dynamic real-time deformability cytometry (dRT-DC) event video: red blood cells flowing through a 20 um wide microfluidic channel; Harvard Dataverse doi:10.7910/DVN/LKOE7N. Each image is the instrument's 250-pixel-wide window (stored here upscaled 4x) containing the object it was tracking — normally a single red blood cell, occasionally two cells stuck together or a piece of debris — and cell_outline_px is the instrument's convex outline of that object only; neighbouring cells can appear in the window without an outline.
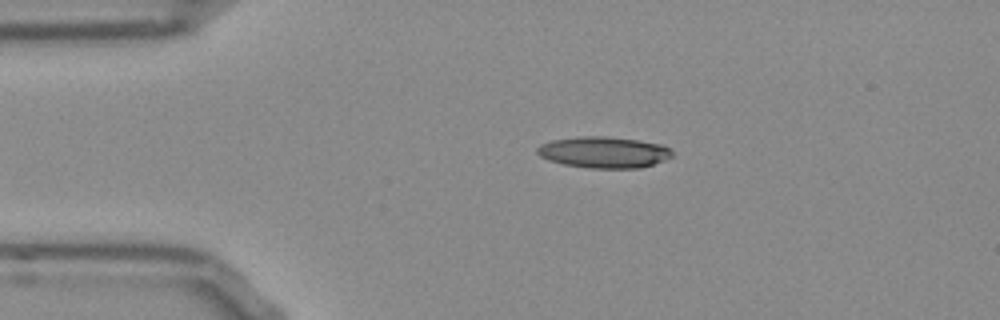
{"species": "Egyptian fruit bat (a non-hibernating species)", "species_latin": "Rousettus aegyptiacus", "temperature_condition": "room temperature", "stored_images_in_passage": 43, "camera_frame_rate_fps": 3000, "um_per_image_px": 0.085, "frame": {"image": 1, "passage_image": 1, "time_ms": 0.0, "image_size_px": [1000, 320], "cell_outline_px": [[672, 156], [664, 160], [640, 168], [588, 168], [564, 164], [548, 160], [540, 156], [536, 152], [536, 148], [540, 144], [552, 140], [580, 136], [604, 136], [636, 140], [660, 144], [668, 148], [672, 152]], "centroid_in_image_um": [51.28, 12.94], "position_along_channel_um": 33.7, "area_um2": 24.45}}
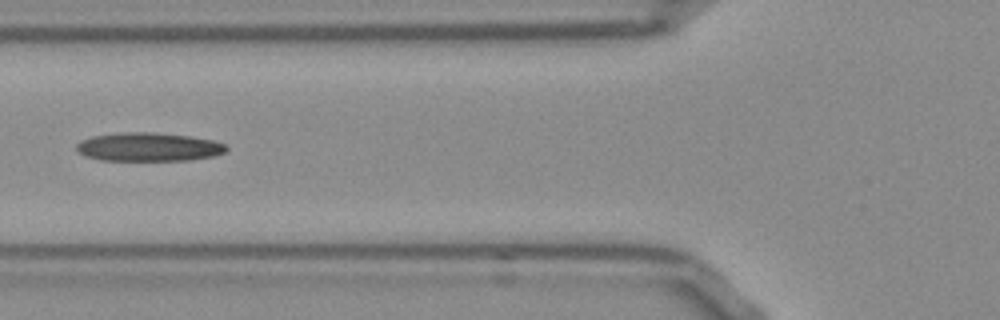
{"frame": {"image": 2, "passage_image": 10, "time_ms": 3.0, "image_size_px": [1000, 320], "cell_outline_px": [[228, 148], [224, 152], [212, 156], [188, 160], [100, 160], [84, 156], [76, 148], [76, 144], [80, 140], [92, 136], [124, 132], [152, 132], [188, 136], [212, 140], [224, 144]], "centroid_in_image_um": [12.58, 12.49], "position_along_channel_um": 113.2, "area_um2": 24.8}}
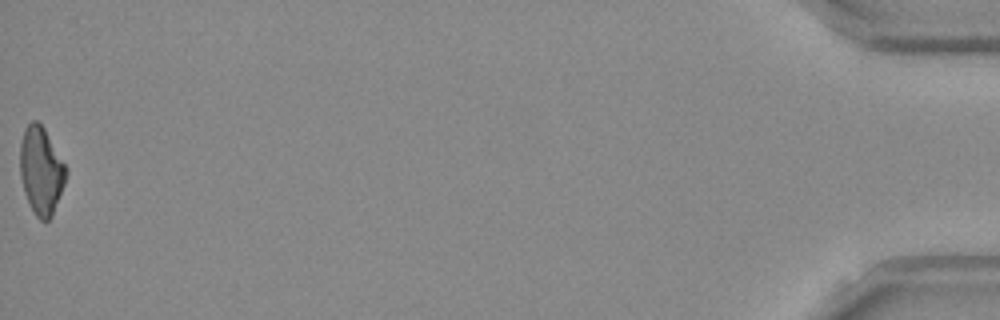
{"frame": {"image": 3, "passage_image": 43, "time_ms": 14.0, "image_size_px": [1000, 320], "cell_outline_px": [[68, 172], [64, 184], [52, 216], [48, 220], [40, 220], [36, 216], [24, 192], [20, 176], [20, 144], [24, 128], [32, 120], [36, 120], [44, 128], [64, 164]], "centroid_in_image_um": [3.48, 14.5], "position_along_channel_um": 431.7, "area_um2": 23.12}}